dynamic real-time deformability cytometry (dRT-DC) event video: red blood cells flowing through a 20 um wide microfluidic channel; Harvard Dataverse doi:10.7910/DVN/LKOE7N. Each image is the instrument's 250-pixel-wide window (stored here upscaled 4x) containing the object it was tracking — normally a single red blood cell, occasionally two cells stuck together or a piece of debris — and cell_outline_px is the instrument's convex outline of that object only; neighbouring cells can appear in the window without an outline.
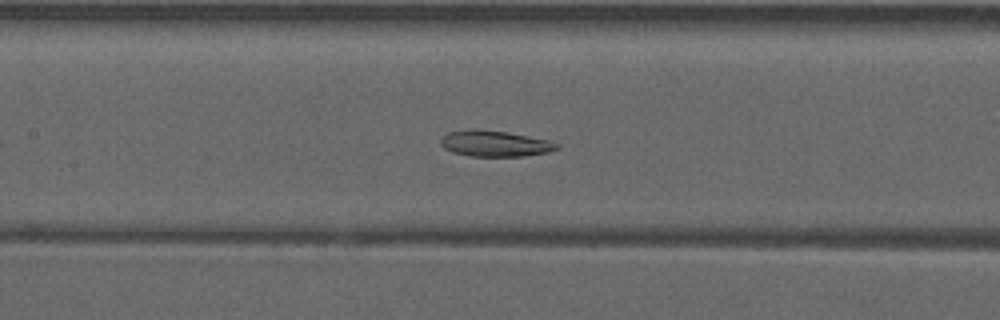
{"species": "common noctule bat (a hibernating species)", "species_latin": "Nyctalus noctula", "temperature_condition": "warm", "stored_images_in_passage": 52, "camera_frame_rate_fps": 3000, "um_per_image_px": 0.085, "animal": {"sex": "male", "forearm_length_mm": 52.5}, "frame": {"image": 1, "passage_image": 25, "time_ms": 8.0, "image_size_px": [1000, 320], "cell_outline_px": [[560, 148], [548, 152], [524, 156], [472, 156], [452, 152], [444, 148], [440, 144], [440, 140], [448, 132], [472, 128], [508, 132], [548, 140], [560, 144]], "centroid_in_image_um": [42.07, 12.2], "position_along_channel_um": 165.3, "area_um2": 17.63}}
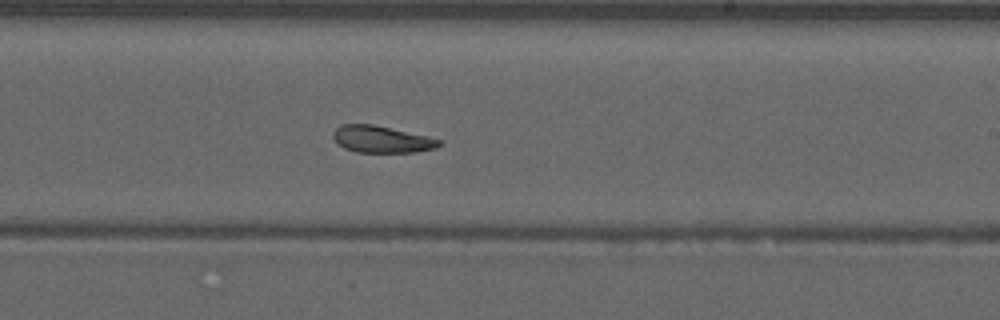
{"frame": {"image": 2, "passage_image": 32, "time_ms": 10.333, "image_size_px": [1000, 320], "cell_outline_px": [[444, 144], [436, 148], [416, 152], [356, 152], [344, 148], [336, 144], [332, 136], [332, 132], [340, 124], [372, 124], [428, 136], [444, 140]], "centroid_in_image_um": [32.45, 11.84], "position_along_channel_um": 256.6, "area_um2": 16.88}}
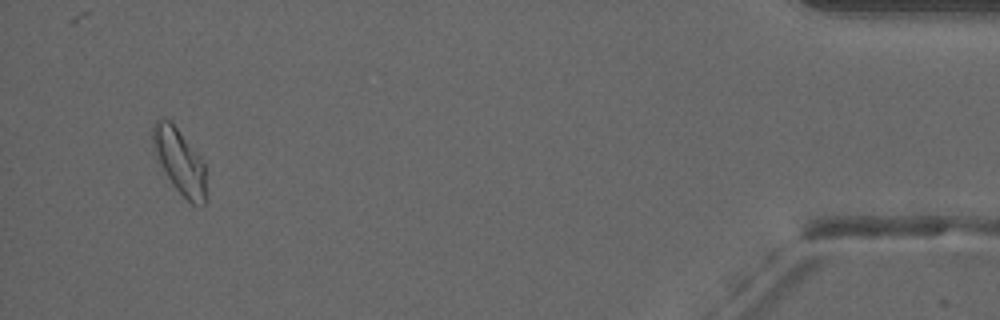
{"frame": {"image": 3, "passage_image": 50, "time_ms": 16.333, "image_size_px": [1000, 320], "cell_outline_px": [[208, 200], [204, 204], [192, 204], [172, 184], [156, 160], [152, 148], [152, 128], [156, 120], [160, 116], [164, 116], [176, 128], [204, 164], [208, 196]], "centroid_in_image_um": [15.24, 13.74], "position_along_channel_um": 420.0, "area_um2": 20.23}, "authors_computed_cell_mechanics": {"area_um2": 18.9584, "velocity_mm_per_s": 3.9228, "shape_relaxation_time_tau1_ms": null, "shape_relaxation_time_tau2_ms": 8.4173, "deformation_change_tau1": null, "deformation_change_tau2": 0.1617}}